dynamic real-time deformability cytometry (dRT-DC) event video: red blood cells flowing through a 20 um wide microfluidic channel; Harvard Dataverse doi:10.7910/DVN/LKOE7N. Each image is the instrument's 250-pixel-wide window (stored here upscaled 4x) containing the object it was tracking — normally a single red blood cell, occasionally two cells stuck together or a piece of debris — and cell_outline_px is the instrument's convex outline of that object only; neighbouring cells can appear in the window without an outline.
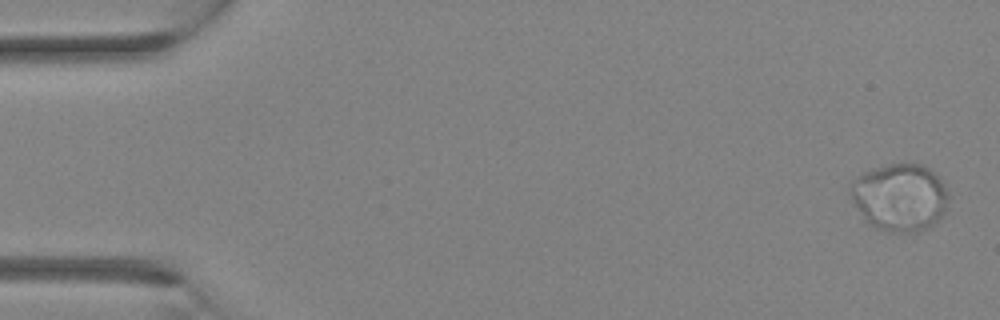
{"species": "Egyptian fruit bat (a non-hibernating species)", "species_latin": "Rousettus aegyptiacus", "temperature_condition": "room temperature", "stored_images_in_passage": 32, "camera_frame_rate_fps": 3000, "um_per_image_px": 0.085, "animal": {"sex": "female"}, "frame": {"image": 1, "passage_image": 1, "time_ms": 0.0, "image_size_px": [1000, 320], "cell_outline_px": [[948, 208], [928, 228], [916, 232], [884, 232], [868, 224], [864, 220], [852, 204], [848, 192], [848, 184], [860, 172], [888, 164], [920, 164], [928, 168], [940, 180], [948, 192]], "centroid_in_image_um": [76.4, 16.78], "position_along_channel_um": 8.6, "area_um2": 39.19}}
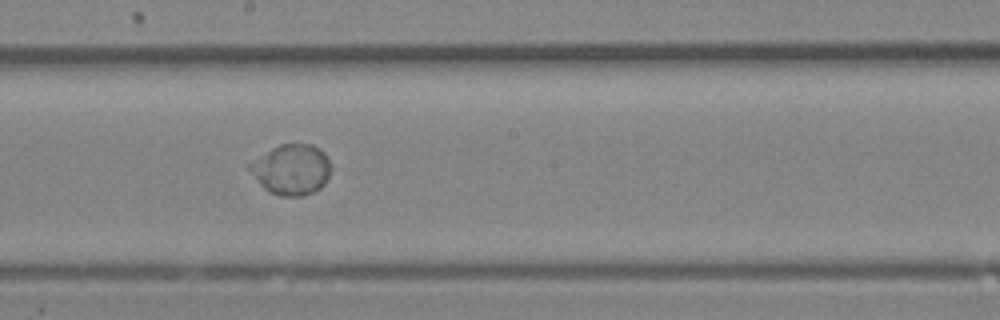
{"frame": {"image": 2, "passage_image": 18, "time_ms": 5.667, "image_size_px": [1000, 320], "cell_outline_px": [[332, 168], [324, 184], [320, 188], [304, 196], [280, 196], [268, 192], [260, 184], [244, 164], [272, 148], [280, 144], [312, 144], [320, 148], [324, 152]], "centroid_in_image_um": [24.74, 14.4], "position_along_channel_um": 223.5, "area_um2": 24.22}}
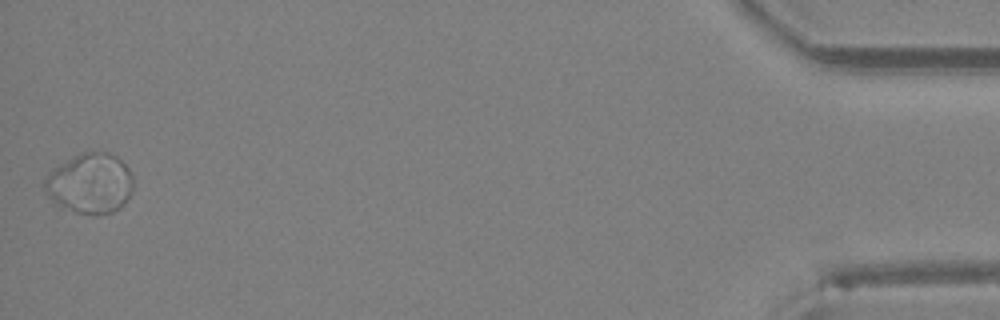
{"frame": {"image": 3, "passage_image": 32, "time_ms": 10.333, "image_size_px": [1000, 320], "cell_outline_px": [[136, 180], [132, 192], [124, 204], [120, 208], [112, 212], [76, 212], [60, 208], [44, 192], [44, 180], [60, 164], [80, 152], [108, 152], [116, 156], [132, 172]], "centroid_in_image_um": [7.69, 15.57], "position_along_channel_um": 427.5, "area_um2": 31.04}}